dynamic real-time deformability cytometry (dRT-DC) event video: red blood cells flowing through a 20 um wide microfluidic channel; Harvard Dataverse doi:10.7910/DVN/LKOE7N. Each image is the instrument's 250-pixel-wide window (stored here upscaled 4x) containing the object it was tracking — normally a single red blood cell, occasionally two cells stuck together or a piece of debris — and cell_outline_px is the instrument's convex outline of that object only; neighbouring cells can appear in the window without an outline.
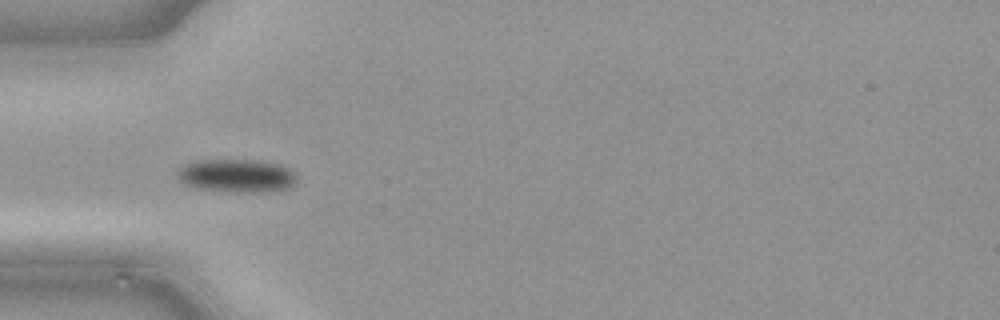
{"species": "common noctule bat (a hibernating species)", "species_latin": "Nyctalus noctula", "temperature_condition": "cold", "stored_images_in_passage": 34, "camera_frame_rate_fps": 3000, "um_per_image_px": 0.085, "animal": {"sex": "male", "body_mass_g": 21.5, "forearm_length_mm": 52.0}, "frame": {"image": 1, "passage_image": 1, "time_ms": 0.0, "image_size_px": [1000, 320], "cell_outline_px": [[292, 180], [284, 188], [212, 188], [192, 184], [184, 180], [180, 176], [180, 172], [184, 168], [192, 164], [212, 160], [228, 160], [272, 164], [284, 168], [292, 176]], "centroid_in_image_um": [20.07, 14.86], "position_along_channel_um": 64.9, "area_um2": 18.73}}
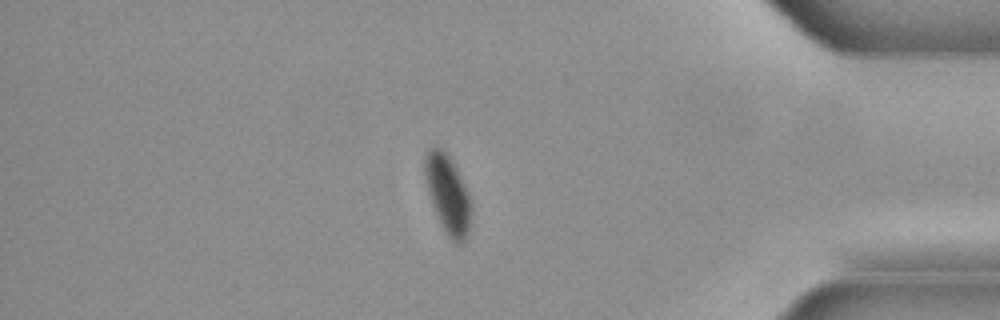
{"frame": {"image": 2, "passage_image": 27, "time_ms": 8.667, "image_size_px": [1000, 320], "cell_outline_px": [[468, 228], [464, 236], [460, 240], [452, 240], [448, 236], [436, 212], [428, 188], [424, 172], [424, 160], [428, 152], [432, 148], [440, 148], [444, 152], [452, 164], [468, 196]], "centroid_in_image_um": [37.99, 16.46], "position_along_channel_um": 397.2, "area_um2": 18.84}}
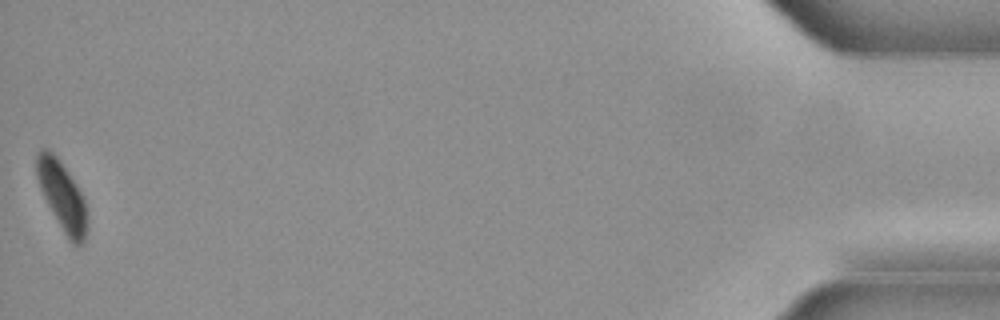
{"frame": {"image": 3, "passage_image": 34, "time_ms": 11.0, "image_size_px": [1000, 320], "cell_outline_px": [[84, 240], [80, 244], [72, 244], [68, 240], [48, 204], [40, 188], [36, 176], [36, 152], [40, 148], [44, 148], [52, 152], [56, 156], [80, 192], [84, 200]], "centroid_in_image_um": [5.2, 16.6], "position_along_channel_um": 430.0, "area_um2": 19.19}}